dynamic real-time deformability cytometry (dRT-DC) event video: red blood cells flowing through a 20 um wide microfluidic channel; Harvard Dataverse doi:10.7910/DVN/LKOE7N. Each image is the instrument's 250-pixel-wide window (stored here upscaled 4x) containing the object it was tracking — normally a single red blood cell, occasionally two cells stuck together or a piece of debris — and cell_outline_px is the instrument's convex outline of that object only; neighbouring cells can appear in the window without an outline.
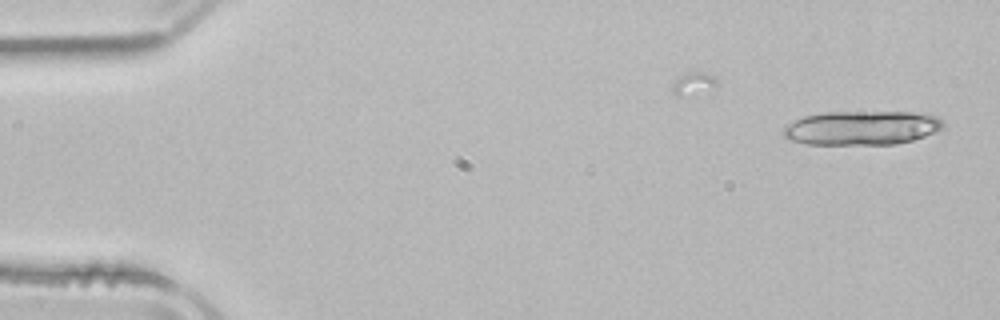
{"species": "common noctule bat (a hibernating species)", "species_latin": "Nyctalus noctula", "temperature_condition": "room temperature", "stored_images_in_passage": 13, "camera_frame_rate_fps": 3000, "um_per_image_px": 0.085, "animal": {"sex": "male", "body_mass_g": 21.5, "forearm_length_mm": 52.0}, "frame": {"image": 1, "passage_image": 1, "time_ms": 0.0, "image_size_px": [1000, 320], "cell_outline_px": [[944, 128], [924, 136], [912, 140], [896, 144], [808, 144], [788, 140], [780, 132], [784, 124], [804, 116], [820, 112], [912, 112], [936, 116], [944, 120]], "centroid_in_image_um": [73.19, 10.86], "position_along_channel_um": 11.8, "area_um2": 32.14}}